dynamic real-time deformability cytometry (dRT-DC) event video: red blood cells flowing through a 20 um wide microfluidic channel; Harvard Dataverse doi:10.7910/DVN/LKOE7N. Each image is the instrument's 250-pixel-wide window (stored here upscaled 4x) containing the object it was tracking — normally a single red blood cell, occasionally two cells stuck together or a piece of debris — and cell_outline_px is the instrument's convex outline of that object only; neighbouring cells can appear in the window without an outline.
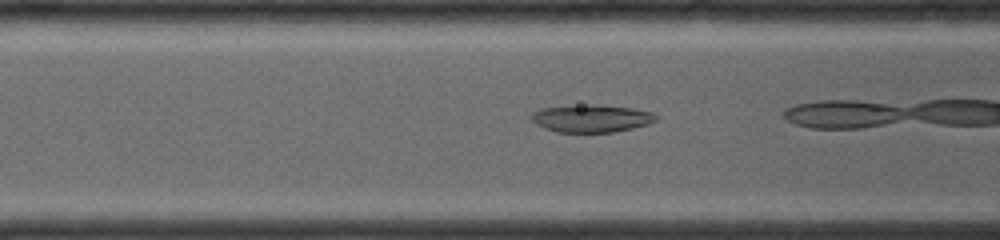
{"species": "common noctule bat (a hibernating species)", "species_latin": "Nyctalus noctula", "temperature_condition": "room temperature", "stored_images_in_passage": 18, "camera_frame_rate_fps": 4000, "um_per_image_px": 0.085, "animal": {"sex": "female", "body_mass_g": 19.0, "forearm_length_mm": 56.7}, "frame": {"image": 1, "passage_image": 6, "time_ms": 1.25, "image_size_px": [1000, 240], "cell_outline_px": [[660, 120], [648, 124], [616, 132], [556, 132], [544, 128], [536, 124], [532, 120], [532, 112], [540, 108], [592, 104], [600, 104], [632, 108], [652, 112], [660, 116]], "centroid_in_image_um": [50.32, 10.06], "position_along_channel_um": 116.3, "area_um2": 20.29}}